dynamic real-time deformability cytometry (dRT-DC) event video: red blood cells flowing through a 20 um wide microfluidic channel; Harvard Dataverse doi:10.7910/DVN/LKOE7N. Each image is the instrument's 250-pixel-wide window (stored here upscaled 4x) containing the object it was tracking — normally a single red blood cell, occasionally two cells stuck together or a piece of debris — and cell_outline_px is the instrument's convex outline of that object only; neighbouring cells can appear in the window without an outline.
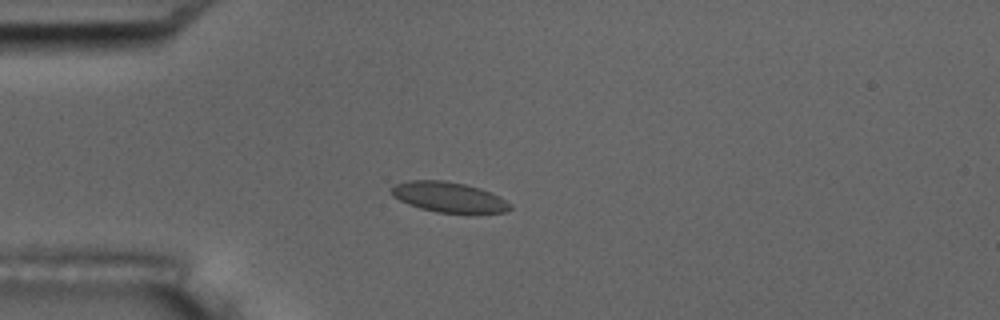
{"species": "common noctule bat (a hibernating species)", "species_latin": "Nyctalus noctula", "temperature_condition": "room temperature", "stored_images_in_passage": 21, "camera_frame_rate_fps": 3000, "um_per_image_px": 0.085, "animal": {"sex": "male", "body_mass_g": 17.5, "forearm_length_mm": 52.3}, "frame": {"image": 1, "passage_image": 15, "time_ms": 4.667, "image_size_px": [1000, 320], "cell_outline_px": [[512, 208], [504, 212], [472, 216], [468, 216], [436, 212], [420, 208], [408, 204], [392, 196], [388, 192], [388, 188], [396, 184], [408, 180], [444, 180], [464, 184], [480, 188], [512, 204]], "centroid_in_image_um": [38.14, 16.8], "position_along_channel_um": 46.9, "area_um2": 21.73}}